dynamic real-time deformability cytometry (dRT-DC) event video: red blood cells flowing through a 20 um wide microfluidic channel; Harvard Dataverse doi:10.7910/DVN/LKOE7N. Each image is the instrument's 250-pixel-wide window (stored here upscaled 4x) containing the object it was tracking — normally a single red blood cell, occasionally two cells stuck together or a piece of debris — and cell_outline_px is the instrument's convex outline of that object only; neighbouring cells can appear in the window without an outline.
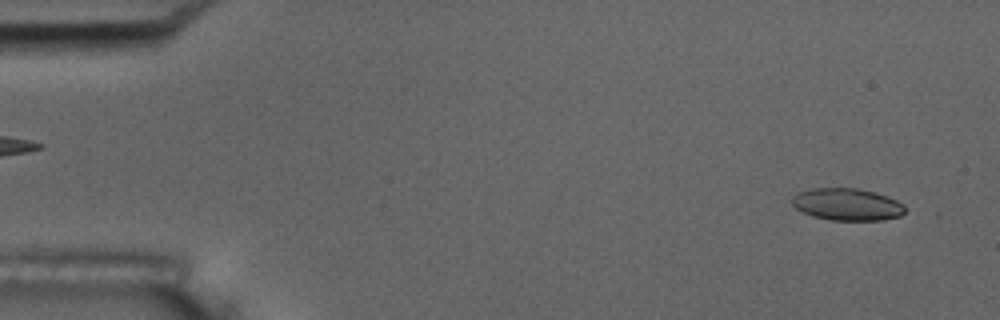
{"species": "common noctule bat (a hibernating species)", "species_latin": "Nyctalus noctula", "temperature_condition": "room temperature", "stored_images_in_passage": 15, "camera_frame_rate_fps": 3000, "um_per_image_px": 0.085, "animal": {"sex": "male", "body_mass_g": 17.5, "forearm_length_mm": 52.3}, "frame": {"image": 1, "passage_image": 3, "time_ms": 0.667, "image_size_px": [1000, 320], "cell_outline_px": [[904, 212], [900, 216], [880, 220], [832, 220], [812, 216], [796, 208], [792, 204], [792, 196], [800, 192], [812, 188], [856, 188], [888, 196], [904, 204]], "centroid_in_image_um": [72.0, 17.37], "position_along_channel_um": 13.0, "area_um2": 20.98}}